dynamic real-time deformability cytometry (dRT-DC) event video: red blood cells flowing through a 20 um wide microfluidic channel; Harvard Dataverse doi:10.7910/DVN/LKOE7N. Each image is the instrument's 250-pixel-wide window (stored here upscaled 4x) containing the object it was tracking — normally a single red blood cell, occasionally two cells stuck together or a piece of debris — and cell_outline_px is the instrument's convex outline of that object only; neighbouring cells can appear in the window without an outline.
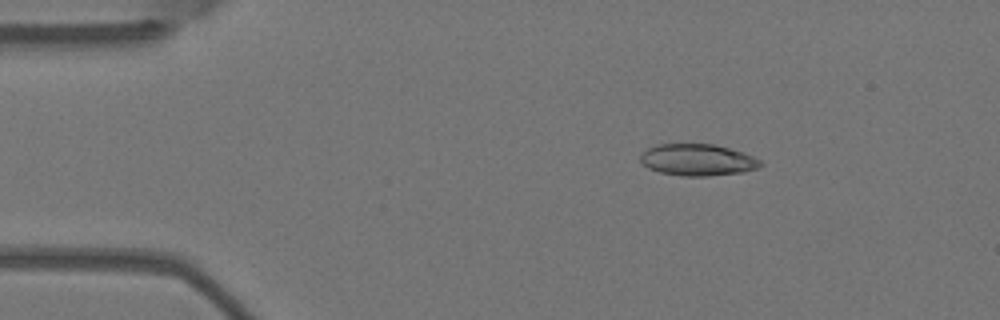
{"species": "Egyptian fruit bat (a non-hibernating species)", "species_latin": "Rousettus aegyptiacus", "temperature_condition": "warm", "stored_images_in_passage": 4, "camera_frame_rate_fps": 3000, "um_per_image_px": 0.085, "animal": {"sex": "female"}, "frame": {"image": 1, "passage_image": 1, "time_ms": 0.0, "image_size_px": [1000, 320], "cell_outline_px": [[764, 164], [756, 168], [744, 172], [708, 176], [680, 176], [660, 172], [648, 168], [640, 160], [640, 156], [648, 148], [660, 144], [716, 144], [744, 152], [760, 160]], "centroid_in_image_um": [59.32, 13.59], "position_along_channel_um": 25.7, "area_um2": 22.2}}